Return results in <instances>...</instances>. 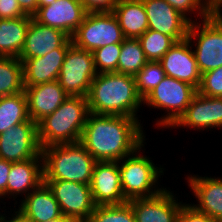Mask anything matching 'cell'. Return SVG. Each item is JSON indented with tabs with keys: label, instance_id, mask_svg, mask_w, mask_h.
Listing matches in <instances>:
<instances>
[{
	"label": "cell",
	"instance_id": "1",
	"mask_svg": "<svg viewBox=\"0 0 222 222\" xmlns=\"http://www.w3.org/2000/svg\"><path fill=\"white\" fill-rule=\"evenodd\" d=\"M143 123L128 116L89 113L79 142L96 161L118 162L149 140Z\"/></svg>",
	"mask_w": 222,
	"mask_h": 222
},
{
	"label": "cell",
	"instance_id": "2",
	"mask_svg": "<svg viewBox=\"0 0 222 222\" xmlns=\"http://www.w3.org/2000/svg\"><path fill=\"white\" fill-rule=\"evenodd\" d=\"M89 112L98 115L128 116L142 120L143 99L135 77L117 72L98 73L87 95Z\"/></svg>",
	"mask_w": 222,
	"mask_h": 222
},
{
	"label": "cell",
	"instance_id": "3",
	"mask_svg": "<svg viewBox=\"0 0 222 222\" xmlns=\"http://www.w3.org/2000/svg\"><path fill=\"white\" fill-rule=\"evenodd\" d=\"M89 113L87 97L69 96L38 123L41 148L79 142Z\"/></svg>",
	"mask_w": 222,
	"mask_h": 222
},
{
	"label": "cell",
	"instance_id": "4",
	"mask_svg": "<svg viewBox=\"0 0 222 222\" xmlns=\"http://www.w3.org/2000/svg\"><path fill=\"white\" fill-rule=\"evenodd\" d=\"M43 180H65L90 185L96 159L80 143L42 148Z\"/></svg>",
	"mask_w": 222,
	"mask_h": 222
},
{
	"label": "cell",
	"instance_id": "5",
	"mask_svg": "<svg viewBox=\"0 0 222 222\" xmlns=\"http://www.w3.org/2000/svg\"><path fill=\"white\" fill-rule=\"evenodd\" d=\"M145 146L146 142L118 161L121 187L127 201L153 197L167 188L160 179L166 173V164H155L153 157L145 155Z\"/></svg>",
	"mask_w": 222,
	"mask_h": 222
},
{
	"label": "cell",
	"instance_id": "6",
	"mask_svg": "<svg viewBox=\"0 0 222 222\" xmlns=\"http://www.w3.org/2000/svg\"><path fill=\"white\" fill-rule=\"evenodd\" d=\"M197 89L191 84L166 76L143 99V109L147 106L151 111L160 110L153 126L157 130L170 129L185 113ZM157 108V109H156ZM165 110V111H164Z\"/></svg>",
	"mask_w": 222,
	"mask_h": 222
},
{
	"label": "cell",
	"instance_id": "7",
	"mask_svg": "<svg viewBox=\"0 0 222 222\" xmlns=\"http://www.w3.org/2000/svg\"><path fill=\"white\" fill-rule=\"evenodd\" d=\"M201 74L222 66V18L210 17L191 22L188 36Z\"/></svg>",
	"mask_w": 222,
	"mask_h": 222
},
{
	"label": "cell",
	"instance_id": "8",
	"mask_svg": "<svg viewBox=\"0 0 222 222\" xmlns=\"http://www.w3.org/2000/svg\"><path fill=\"white\" fill-rule=\"evenodd\" d=\"M124 39L113 12L87 13L82 24L71 36L74 46L91 52L106 45L122 43Z\"/></svg>",
	"mask_w": 222,
	"mask_h": 222
},
{
	"label": "cell",
	"instance_id": "9",
	"mask_svg": "<svg viewBox=\"0 0 222 222\" xmlns=\"http://www.w3.org/2000/svg\"><path fill=\"white\" fill-rule=\"evenodd\" d=\"M97 74L93 53L72 45L67 50L58 82L69 96L87 97Z\"/></svg>",
	"mask_w": 222,
	"mask_h": 222
},
{
	"label": "cell",
	"instance_id": "10",
	"mask_svg": "<svg viewBox=\"0 0 222 222\" xmlns=\"http://www.w3.org/2000/svg\"><path fill=\"white\" fill-rule=\"evenodd\" d=\"M51 189L62 215L77 222H85L96 205L90 185L65 180H43Z\"/></svg>",
	"mask_w": 222,
	"mask_h": 222
},
{
	"label": "cell",
	"instance_id": "11",
	"mask_svg": "<svg viewBox=\"0 0 222 222\" xmlns=\"http://www.w3.org/2000/svg\"><path fill=\"white\" fill-rule=\"evenodd\" d=\"M42 151L38 139V124L30 118L0 133V158L22 162L36 158Z\"/></svg>",
	"mask_w": 222,
	"mask_h": 222
},
{
	"label": "cell",
	"instance_id": "12",
	"mask_svg": "<svg viewBox=\"0 0 222 222\" xmlns=\"http://www.w3.org/2000/svg\"><path fill=\"white\" fill-rule=\"evenodd\" d=\"M189 129L196 132L222 130V97H210L199 94L192 98L185 113L169 129ZM204 131V133H203Z\"/></svg>",
	"mask_w": 222,
	"mask_h": 222
},
{
	"label": "cell",
	"instance_id": "13",
	"mask_svg": "<svg viewBox=\"0 0 222 222\" xmlns=\"http://www.w3.org/2000/svg\"><path fill=\"white\" fill-rule=\"evenodd\" d=\"M176 192V193H175ZM167 186L158 195L129 200L136 222H176L183 202L181 195ZM178 194V195H177ZM177 195V196H176ZM179 198V199H178Z\"/></svg>",
	"mask_w": 222,
	"mask_h": 222
},
{
	"label": "cell",
	"instance_id": "14",
	"mask_svg": "<svg viewBox=\"0 0 222 222\" xmlns=\"http://www.w3.org/2000/svg\"><path fill=\"white\" fill-rule=\"evenodd\" d=\"M188 172L185 176V181L190 195L194 196L196 201H191L190 204L198 211L205 213L215 222H222V175H205L204 177L194 172Z\"/></svg>",
	"mask_w": 222,
	"mask_h": 222
},
{
	"label": "cell",
	"instance_id": "15",
	"mask_svg": "<svg viewBox=\"0 0 222 222\" xmlns=\"http://www.w3.org/2000/svg\"><path fill=\"white\" fill-rule=\"evenodd\" d=\"M148 29L171 36L176 42L187 39L190 21L165 0H141Z\"/></svg>",
	"mask_w": 222,
	"mask_h": 222
},
{
	"label": "cell",
	"instance_id": "16",
	"mask_svg": "<svg viewBox=\"0 0 222 222\" xmlns=\"http://www.w3.org/2000/svg\"><path fill=\"white\" fill-rule=\"evenodd\" d=\"M90 189L96 206L128 202L122 191L118 162L97 161L93 169Z\"/></svg>",
	"mask_w": 222,
	"mask_h": 222
},
{
	"label": "cell",
	"instance_id": "17",
	"mask_svg": "<svg viewBox=\"0 0 222 222\" xmlns=\"http://www.w3.org/2000/svg\"><path fill=\"white\" fill-rule=\"evenodd\" d=\"M87 13L79 0H56L53 4L39 7L33 18L38 23L60 29L71 37Z\"/></svg>",
	"mask_w": 222,
	"mask_h": 222
},
{
	"label": "cell",
	"instance_id": "18",
	"mask_svg": "<svg viewBox=\"0 0 222 222\" xmlns=\"http://www.w3.org/2000/svg\"><path fill=\"white\" fill-rule=\"evenodd\" d=\"M166 76L187 82L199 88V71L192 46L188 39L176 42L159 60Z\"/></svg>",
	"mask_w": 222,
	"mask_h": 222
},
{
	"label": "cell",
	"instance_id": "19",
	"mask_svg": "<svg viewBox=\"0 0 222 222\" xmlns=\"http://www.w3.org/2000/svg\"><path fill=\"white\" fill-rule=\"evenodd\" d=\"M43 182V157L12 163L7 183V201H14V207ZM22 197V198H20ZM14 199V200H13ZM18 200V201H17Z\"/></svg>",
	"mask_w": 222,
	"mask_h": 222
},
{
	"label": "cell",
	"instance_id": "20",
	"mask_svg": "<svg viewBox=\"0 0 222 222\" xmlns=\"http://www.w3.org/2000/svg\"><path fill=\"white\" fill-rule=\"evenodd\" d=\"M72 45L70 37L60 48L43 57L19 59L23 64V85L35 86L58 80L67 50Z\"/></svg>",
	"mask_w": 222,
	"mask_h": 222
},
{
	"label": "cell",
	"instance_id": "21",
	"mask_svg": "<svg viewBox=\"0 0 222 222\" xmlns=\"http://www.w3.org/2000/svg\"><path fill=\"white\" fill-rule=\"evenodd\" d=\"M29 118L38 124L69 97L58 80L35 86H24Z\"/></svg>",
	"mask_w": 222,
	"mask_h": 222
},
{
	"label": "cell",
	"instance_id": "22",
	"mask_svg": "<svg viewBox=\"0 0 222 222\" xmlns=\"http://www.w3.org/2000/svg\"><path fill=\"white\" fill-rule=\"evenodd\" d=\"M70 38L64 31L38 23L33 17L26 33L25 44L18 59L43 57L60 48Z\"/></svg>",
	"mask_w": 222,
	"mask_h": 222
},
{
	"label": "cell",
	"instance_id": "23",
	"mask_svg": "<svg viewBox=\"0 0 222 222\" xmlns=\"http://www.w3.org/2000/svg\"><path fill=\"white\" fill-rule=\"evenodd\" d=\"M17 206L16 209L30 222H45L62 215L51 189L44 182L21 199Z\"/></svg>",
	"mask_w": 222,
	"mask_h": 222
},
{
	"label": "cell",
	"instance_id": "24",
	"mask_svg": "<svg viewBox=\"0 0 222 222\" xmlns=\"http://www.w3.org/2000/svg\"><path fill=\"white\" fill-rule=\"evenodd\" d=\"M113 13L125 38H138L148 30V18L141 0H118Z\"/></svg>",
	"mask_w": 222,
	"mask_h": 222
},
{
	"label": "cell",
	"instance_id": "25",
	"mask_svg": "<svg viewBox=\"0 0 222 222\" xmlns=\"http://www.w3.org/2000/svg\"><path fill=\"white\" fill-rule=\"evenodd\" d=\"M31 19V16L0 19V57L19 58Z\"/></svg>",
	"mask_w": 222,
	"mask_h": 222
},
{
	"label": "cell",
	"instance_id": "26",
	"mask_svg": "<svg viewBox=\"0 0 222 222\" xmlns=\"http://www.w3.org/2000/svg\"><path fill=\"white\" fill-rule=\"evenodd\" d=\"M29 119L25 92L0 97V133Z\"/></svg>",
	"mask_w": 222,
	"mask_h": 222
},
{
	"label": "cell",
	"instance_id": "27",
	"mask_svg": "<svg viewBox=\"0 0 222 222\" xmlns=\"http://www.w3.org/2000/svg\"><path fill=\"white\" fill-rule=\"evenodd\" d=\"M23 91L22 62L15 57H0V97Z\"/></svg>",
	"mask_w": 222,
	"mask_h": 222
},
{
	"label": "cell",
	"instance_id": "28",
	"mask_svg": "<svg viewBox=\"0 0 222 222\" xmlns=\"http://www.w3.org/2000/svg\"><path fill=\"white\" fill-rule=\"evenodd\" d=\"M148 62L137 38H125L117 64V73L135 76Z\"/></svg>",
	"mask_w": 222,
	"mask_h": 222
},
{
	"label": "cell",
	"instance_id": "29",
	"mask_svg": "<svg viewBox=\"0 0 222 222\" xmlns=\"http://www.w3.org/2000/svg\"><path fill=\"white\" fill-rule=\"evenodd\" d=\"M137 39L148 61H159L176 43L171 36L150 29Z\"/></svg>",
	"mask_w": 222,
	"mask_h": 222
},
{
	"label": "cell",
	"instance_id": "30",
	"mask_svg": "<svg viewBox=\"0 0 222 222\" xmlns=\"http://www.w3.org/2000/svg\"><path fill=\"white\" fill-rule=\"evenodd\" d=\"M85 222H136L131 205H99Z\"/></svg>",
	"mask_w": 222,
	"mask_h": 222
},
{
	"label": "cell",
	"instance_id": "31",
	"mask_svg": "<svg viewBox=\"0 0 222 222\" xmlns=\"http://www.w3.org/2000/svg\"><path fill=\"white\" fill-rule=\"evenodd\" d=\"M134 77L138 94L144 99L166 74L159 61H148Z\"/></svg>",
	"mask_w": 222,
	"mask_h": 222
},
{
	"label": "cell",
	"instance_id": "32",
	"mask_svg": "<svg viewBox=\"0 0 222 222\" xmlns=\"http://www.w3.org/2000/svg\"><path fill=\"white\" fill-rule=\"evenodd\" d=\"M190 22L204 20L210 17L215 9L210 0H165ZM193 15V16H192ZM193 17V18H192Z\"/></svg>",
	"mask_w": 222,
	"mask_h": 222
},
{
	"label": "cell",
	"instance_id": "33",
	"mask_svg": "<svg viewBox=\"0 0 222 222\" xmlns=\"http://www.w3.org/2000/svg\"><path fill=\"white\" fill-rule=\"evenodd\" d=\"M122 43L106 45L95 49L93 53L97 73L117 72Z\"/></svg>",
	"mask_w": 222,
	"mask_h": 222
},
{
	"label": "cell",
	"instance_id": "34",
	"mask_svg": "<svg viewBox=\"0 0 222 222\" xmlns=\"http://www.w3.org/2000/svg\"><path fill=\"white\" fill-rule=\"evenodd\" d=\"M199 94L210 97H222V66L201 75Z\"/></svg>",
	"mask_w": 222,
	"mask_h": 222
},
{
	"label": "cell",
	"instance_id": "35",
	"mask_svg": "<svg viewBox=\"0 0 222 222\" xmlns=\"http://www.w3.org/2000/svg\"><path fill=\"white\" fill-rule=\"evenodd\" d=\"M184 201L186 202L182 205L176 222H215L205 213L198 211L189 201Z\"/></svg>",
	"mask_w": 222,
	"mask_h": 222
},
{
	"label": "cell",
	"instance_id": "36",
	"mask_svg": "<svg viewBox=\"0 0 222 222\" xmlns=\"http://www.w3.org/2000/svg\"><path fill=\"white\" fill-rule=\"evenodd\" d=\"M28 16L17 0H0V19H12Z\"/></svg>",
	"mask_w": 222,
	"mask_h": 222
},
{
	"label": "cell",
	"instance_id": "37",
	"mask_svg": "<svg viewBox=\"0 0 222 222\" xmlns=\"http://www.w3.org/2000/svg\"><path fill=\"white\" fill-rule=\"evenodd\" d=\"M88 13L113 12L118 0H79Z\"/></svg>",
	"mask_w": 222,
	"mask_h": 222
},
{
	"label": "cell",
	"instance_id": "38",
	"mask_svg": "<svg viewBox=\"0 0 222 222\" xmlns=\"http://www.w3.org/2000/svg\"><path fill=\"white\" fill-rule=\"evenodd\" d=\"M12 162L0 158V196L7 200V183Z\"/></svg>",
	"mask_w": 222,
	"mask_h": 222
},
{
	"label": "cell",
	"instance_id": "39",
	"mask_svg": "<svg viewBox=\"0 0 222 222\" xmlns=\"http://www.w3.org/2000/svg\"><path fill=\"white\" fill-rule=\"evenodd\" d=\"M7 208L3 209L2 213H0V222H30L20 211L16 209V207H14L13 210L8 206Z\"/></svg>",
	"mask_w": 222,
	"mask_h": 222
},
{
	"label": "cell",
	"instance_id": "40",
	"mask_svg": "<svg viewBox=\"0 0 222 222\" xmlns=\"http://www.w3.org/2000/svg\"><path fill=\"white\" fill-rule=\"evenodd\" d=\"M22 11L33 17L38 11V0H17Z\"/></svg>",
	"mask_w": 222,
	"mask_h": 222
},
{
	"label": "cell",
	"instance_id": "41",
	"mask_svg": "<svg viewBox=\"0 0 222 222\" xmlns=\"http://www.w3.org/2000/svg\"><path fill=\"white\" fill-rule=\"evenodd\" d=\"M45 222H77V221L72 219V218L61 215L59 218L49 220V221H45Z\"/></svg>",
	"mask_w": 222,
	"mask_h": 222
},
{
	"label": "cell",
	"instance_id": "42",
	"mask_svg": "<svg viewBox=\"0 0 222 222\" xmlns=\"http://www.w3.org/2000/svg\"><path fill=\"white\" fill-rule=\"evenodd\" d=\"M215 11H222V0H210Z\"/></svg>",
	"mask_w": 222,
	"mask_h": 222
},
{
	"label": "cell",
	"instance_id": "43",
	"mask_svg": "<svg viewBox=\"0 0 222 222\" xmlns=\"http://www.w3.org/2000/svg\"><path fill=\"white\" fill-rule=\"evenodd\" d=\"M56 0H38V8L41 6H46L49 4H53Z\"/></svg>",
	"mask_w": 222,
	"mask_h": 222
},
{
	"label": "cell",
	"instance_id": "44",
	"mask_svg": "<svg viewBox=\"0 0 222 222\" xmlns=\"http://www.w3.org/2000/svg\"><path fill=\"white\" fill-rule=\"evenodd\" d=\"M1 204H2V206H3V204H4V206L2 207ZM6 204H7V203H6L5 201H3V200H2V197L0 196V208H2V210H3L4 208H6Z\"/></svg>",
	"mask_w": 222,
	"mask_h": 222
},
{
	"label": "cell",
	"instance_id": "45",
	"mask_svg": "<svg viewBox=\"0 0 222 222\" xmlns=\"http://www.w3.org/2000/svg\"><path fill=\"white\" fill-rule=\"evenodd\" d=\"M222 18V11H215Z\"/></svg>",
	"mask_w": 222,
	"mask_h": 222
}]
</instances>
